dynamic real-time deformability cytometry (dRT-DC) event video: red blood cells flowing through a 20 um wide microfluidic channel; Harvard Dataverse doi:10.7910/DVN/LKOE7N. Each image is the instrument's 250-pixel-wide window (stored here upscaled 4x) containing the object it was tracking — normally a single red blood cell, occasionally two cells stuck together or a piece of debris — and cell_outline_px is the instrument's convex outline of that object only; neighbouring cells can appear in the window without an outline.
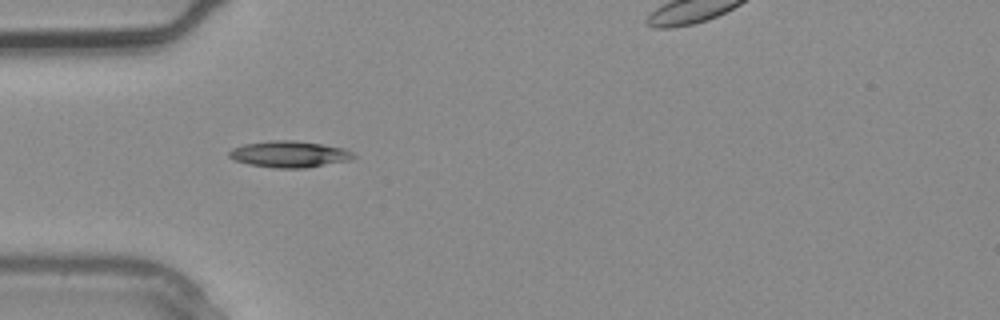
{"species": "common noctule bat (a hibernating species)", "species_latin": "Nyctalus noctula", "temperature_condition": "warm", "stored_images_in_passage": 3, "camera_frame_rate_fps": 3000, "um_per_image_px": 0.085, "animal": {"sex": "male", "body_mass_g": 20.4}, "frame": {"image": 1, "passage_image": 3, "time_ms": 0.667, "image_size_px": [1000, 320], "cell_outline_px": [[356, 156], [352, 160], [308, 168], [276, 168], [248, 164], [232, 160], [228, 156], [228, 152], [232, 148], [244, 144], [272, 140], [292, 140], [320, 144], [344, 148], [352, 152]], "centroid_in_image_um": [24.59, 13.11], "position_along_channel_um": 60.4, "area_um2": 19.31}}